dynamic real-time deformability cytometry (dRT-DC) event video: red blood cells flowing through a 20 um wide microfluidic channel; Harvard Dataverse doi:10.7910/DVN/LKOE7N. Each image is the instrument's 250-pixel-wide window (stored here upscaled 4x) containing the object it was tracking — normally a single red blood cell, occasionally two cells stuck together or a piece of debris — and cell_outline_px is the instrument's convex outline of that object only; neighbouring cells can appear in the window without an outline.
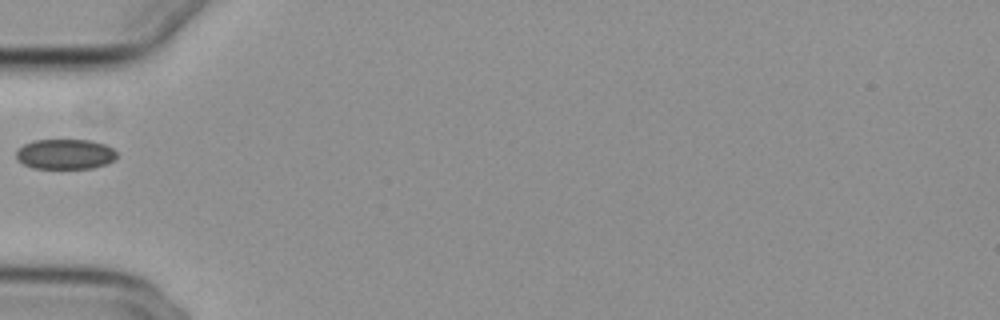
{"species": "common noctule bat (a hibernating species)", "species_latin": "Nyctalus noctula", "temperature_condition": "cold", "stored_images_in_passage": 22, "camera_frame_rate_fps": 3000, "um_per_image_px": 0.085, "animal": {"sex": "female", "body_mass_g": 29.2, "forearm_length_mm": 56.3}, "frame": {"image": 1, "passage_image": 1, "time_ms": 0.0, "image_size_px": [1000, 320], "cell_outline_px": [[116, 160], [92, 168], [32, 168], [16, 160], [16, 148], [32, 140], [92, 140], [104, 144], [112, 148], [116, 152]], "centroid_in_image_um": [5.5, 13.09], "position_along_channel_um": 79.5, "area_um2": 17.8}}